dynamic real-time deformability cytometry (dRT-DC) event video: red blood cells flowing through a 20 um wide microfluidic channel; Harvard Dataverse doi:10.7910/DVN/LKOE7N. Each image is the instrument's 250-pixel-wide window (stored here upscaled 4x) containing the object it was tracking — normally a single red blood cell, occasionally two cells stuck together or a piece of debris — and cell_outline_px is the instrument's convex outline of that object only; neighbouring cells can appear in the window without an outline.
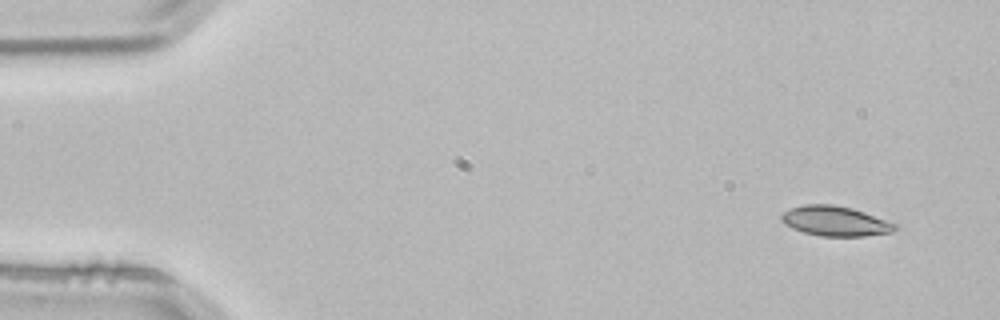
{"species": "common noctule bat (a hibernating species)", "species_latin": "Nyctalus noctula", "temperature_condition": "room temperature", "stored_images_in_passage": 4, "camera_frame_rate_fps": 3000, "um_per_image_px": 0.085, "animal": {"sex": "male", "body_mass_g": 21.5, "forearm_length_mm": 52.0}, "frame": {"image": 1, "passage_image": 1, "time_ms": 0.0, "image_size_px": [1000, 320], "cell_outline_px": [[900, 228], [892, 232], [864, 236], [820, 236], [804, 232], [792, 228], [784, 224], [780, 220], [780, 216], [784, 212], [792, 208], [804, 204], [832, 204], [852, 208], [864, 212], [896, 224]], "centroid_in_image_um": [70.99, 18.79], "position_along_channel_um": 14.0, "area_um2": 19.77}}
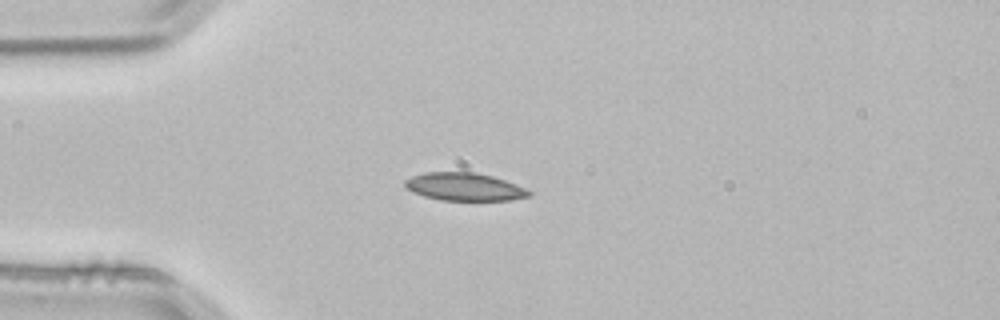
{"frame": {"image": 2, "passage_image": 3, "time_ms": 0.667, "image_size_px": [1000, 320], "cell_outline_px": [[532, 196], [512, 200], [440, 200], [424, 196], [408, 188], [404, 184], [404, 180], [412, 176], [424, 172], [476, 172], [492, 176], [504, 180], [524, 188], [532, 192]], "centroid_in_image_um": [39.49, 15.87], "position_along_channel_um": 45.5, "area_um2": 20.0}}
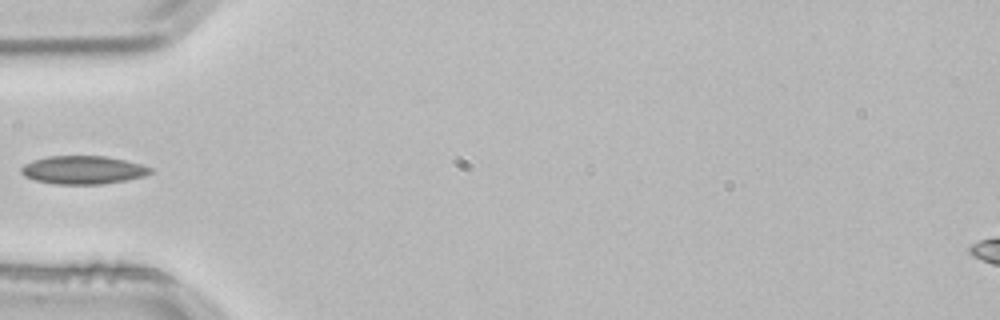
{"frame": {"image": 3, "passage_image": 4, "time_ms": 1.0, "image_size_px": [1000, 320], "cell_outline_px": [[152, 172], [144, 176], [124, 180], [100, 184], [56, 184], [36, 180], [24, 176], [20, 172], [20, 168], [24, 164], [32, 160], [48, 156], [108, 156], [140, 164], [152, 168]], "centroid_in_image_um": [7.03, 14.44], "position_along_channel_um": 78.0, "area_um2": 21.15}}